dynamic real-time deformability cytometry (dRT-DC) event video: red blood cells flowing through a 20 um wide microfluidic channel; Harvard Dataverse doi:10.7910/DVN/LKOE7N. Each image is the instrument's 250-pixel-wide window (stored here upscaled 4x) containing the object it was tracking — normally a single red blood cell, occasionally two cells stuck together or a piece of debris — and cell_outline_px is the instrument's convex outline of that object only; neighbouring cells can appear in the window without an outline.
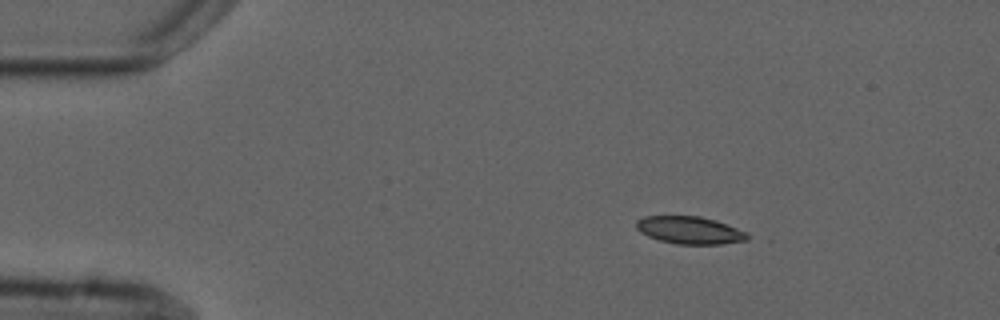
{"species": "common noctule bat (a hibernating species)", "species_latin": "Nyctalus noctula", "temperature_condition": "cold", "stored_images_in_passage": 3, "camera_frame_rate_fps": 3000, "um_per_image_px": 0.085, "animal": {"sex": "male", "forearm_length_mm": 52.5}, "frame": {"image": 1, "passage_image": 1, "time_ms": 0.0, "image_size_px": [1000, 320], "cell_outline_px": [[748, 240], [720, 244], [676, 244], [660, 240], [648, 236], [640, 232], [636, 228], [636, 220], [644, 216], [700, 216], [716, 220], [748, 232]], "centroid_in_image_um": [58.63, 19.56], "position_along_channel_um": 26.4, "area_um2": 17.86}}